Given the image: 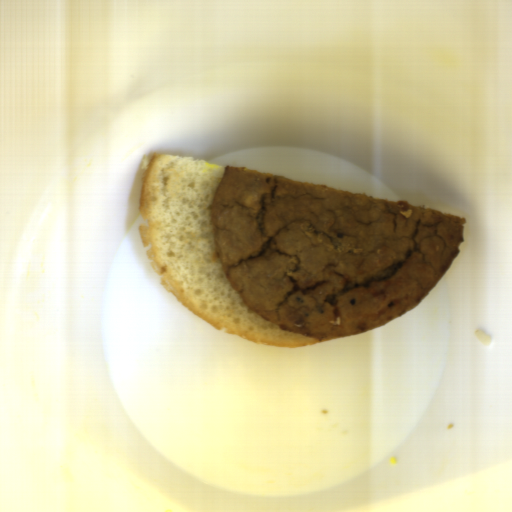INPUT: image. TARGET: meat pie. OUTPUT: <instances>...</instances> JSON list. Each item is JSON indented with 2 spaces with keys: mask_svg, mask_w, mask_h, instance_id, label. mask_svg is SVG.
I'll use <instances>...</instances> for the list:
<instances>
[{
  "mask_svg": "<svg viewBox=\"0 0 512 512\" xmlns=\"http://www.w3.org/2000/svg\"><path fill=\"white\" fill-rule=\"evenodd\" d=\"M228 282L257 316L345 338L410 313L458 257L467 219L225 167L210 209Z\"/></svg>",
  "mask_w": 512,
  "mask_h": 512,
  "instance_id": "obj_1",
  "label": "meat pie"
}]
</instances>
